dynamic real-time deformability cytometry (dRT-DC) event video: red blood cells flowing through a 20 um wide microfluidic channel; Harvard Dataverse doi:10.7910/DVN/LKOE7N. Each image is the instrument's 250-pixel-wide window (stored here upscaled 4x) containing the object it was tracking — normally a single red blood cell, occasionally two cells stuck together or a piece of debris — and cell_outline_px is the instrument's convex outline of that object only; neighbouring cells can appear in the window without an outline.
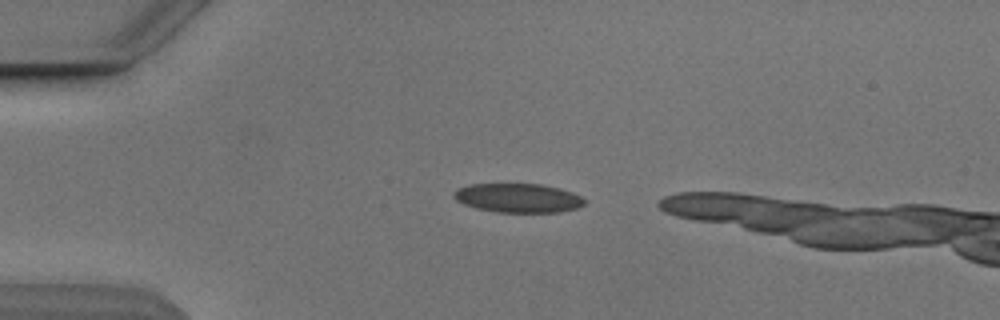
{"species": "Egyptian fruit bat (a non-hibernating species)", "species_latin": "Rousettus aegyptiacus", "temperature_condition": "cold", "stored_images_in_passage": 4, "camera_frame_rate_fps": 3000, "um_per_image_px": 0.085, "animal": {"sex": "male"}, "frame": {"image": 1, "passage_image": 1, "time_ms": 0.0, "image_size_px": [1000, 320], "cell_outline_px": [[584, 204], [576, 208], [560, 212], [496, 212], [476, 208], [464, 204], [456, 200], [452, 196], [452, 192], [456, 188], [468, 184], [540, 184], [560, 188], [572, 192], [580, 196], [584, 200]], "centroid_in_image_um": [43.98, 16.82], "position_along_channel_um": 41.0, "area_um2": 22.2}}